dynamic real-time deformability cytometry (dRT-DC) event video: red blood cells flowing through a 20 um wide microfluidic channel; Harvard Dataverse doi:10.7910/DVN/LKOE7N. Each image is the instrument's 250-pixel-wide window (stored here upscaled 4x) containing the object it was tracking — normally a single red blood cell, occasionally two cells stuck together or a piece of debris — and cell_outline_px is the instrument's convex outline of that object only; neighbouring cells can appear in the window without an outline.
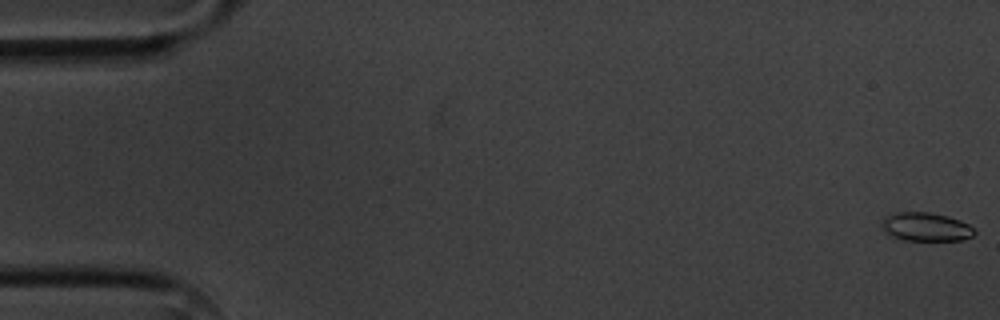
{"species": "common noctule bat (a hibernating species)", "species_latin": "Nyctalus noctula", "temperature_condition": "cold", "stored_images_in_passage": 5, "camera_frame_rate_fps": 3000, "um_per_image_px": 0.085, "animal": {"sex": "male", "body_mass_g": 20.1, "forearm_length_mm": 53.5}, "frame": {"image": 1, "passage_image": 1, "time_ms": 0.0, "image_size_px": [1000, 320], "cell_outline_px": [[976, 232], [972, 236], [964, 240], [896, 240], [888, 236], [884, 232], [880, 224], [884, 216], [896, 212], [928, 212], [948, 216], [960, 220], [968, 224]], "centroid_in_image_um": [78.63, 19.29], "position_along_channel_um": 6.4, "area_um2": 15.78}}
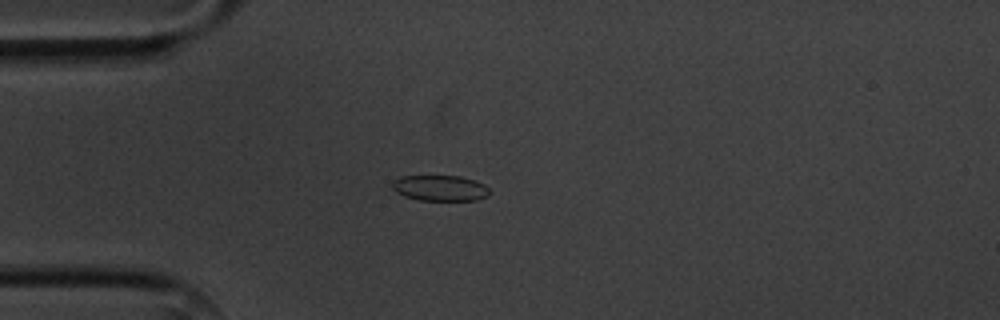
{"frame": {"image": 2, "passage_image": 5, "time_ms": 4.667, "image_size_px": [1000, 320], "cell_outline_px": [[492, 192], [488, 196], [476, 200], [420, 200], [404, 196], [396, 192], [392, 188], [392, 180], [400, 176], [460, 176], [476, 180], [484, 184]], "centroid_in_image_um": [37.42, 15.98], "position_along_channel_um": 47.6, "area_um2": 14.74}}